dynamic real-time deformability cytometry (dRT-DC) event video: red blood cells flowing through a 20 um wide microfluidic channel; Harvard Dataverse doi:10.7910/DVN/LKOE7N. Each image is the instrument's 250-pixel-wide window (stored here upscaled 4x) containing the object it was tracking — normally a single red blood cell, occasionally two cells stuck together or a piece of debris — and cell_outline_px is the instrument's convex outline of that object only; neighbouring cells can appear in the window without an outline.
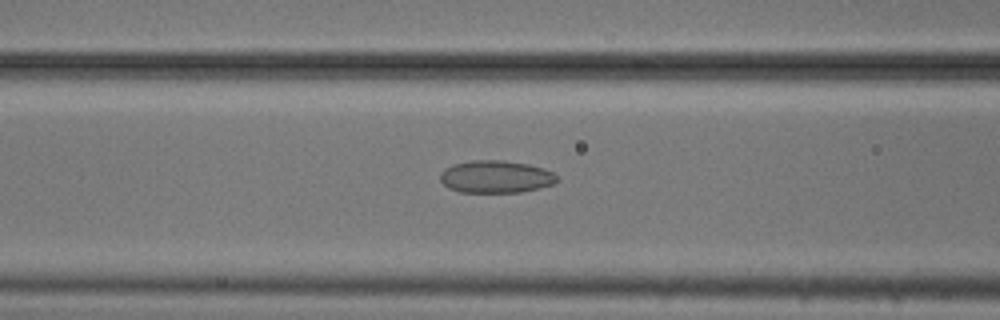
{"species": "common noctule bat (a hibernating species)", "species_latin": "Nyctalus noctula", "temperature_condition": "cold", "stored_images_in_passage": 50, "camera_frame_rate_fps": 3000, "um_per_image_px": 0.085, "animal": {"sex": "male", "body_mass_g": 20.5, "forearm_length_mm": 52.5}, "frame": {"image": 1, "passage_image": 18, "time_ms": 5.667, "image_size_px": [1000, 320], "cell_outline_px": [[560, 180], [552, 184], [520, 192], [460, 192], [448, 188], [440, 180], [440, 176], [444, 168], [452, 164], [472, 160], [504, 160], [528, 164], [544, 168], [552, 172]], "centroid_in_image_um": [42.12, 15.01], "position_along_channel_um": 124.5, "area_um2": 22.08}}
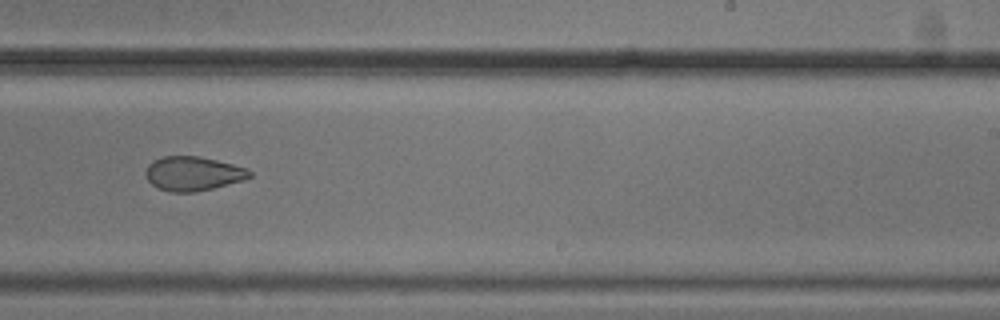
{"frame": {"image": 2, "passage_image": 30, "time_ms": 9.667, "image_size_px": [1000, 320], "cell_outline_px": [[252, 176], [244, 180], [212, 188], [192, 192], [172, 192], [156, 188], [148, 180], [144, 172], [148, 164], [152, 160], [164, 156], [200, 156], [232, 164], [244, 168], [252, 172]], "centroid_in_image_um": [16.37, 14.75], "position_along_channel_um": 272.6, "area_um2": 20.69}}
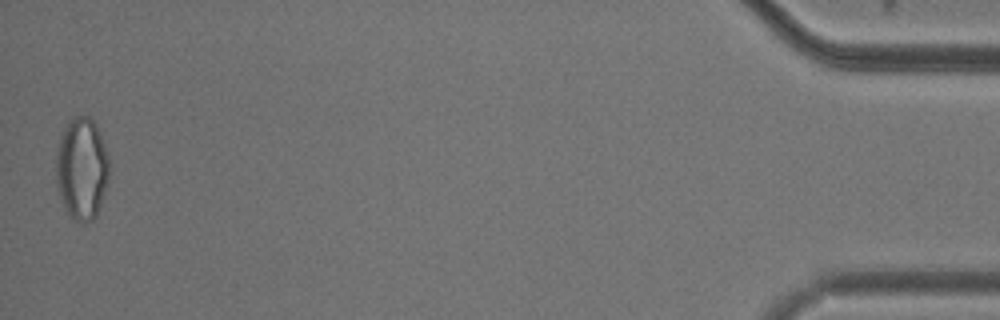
{"frame": {"image": 3, "passage_image": 50, "time_ms": 16.333, "image_size_px": [1000, 320], "cell_outline_px": [[108, 180], [96, 216], [92, 220], [84, 224], [80, 224], [68, 216], [64, 208], [56, 188], [56, 152], [60, 136], [64, 128], [76, 116], [88, 116], [96, 124], [100, 132], [108, 156]], "centroid_in_image_um": [6.93, 14.38], "position_along_channel_um": 428.3, "area_um2": 31.85}, "authors_computed_cell_mechanics": {"area_um2": 23.3223, "velocity_mm_per_s": 3.7056, "shape_relaxation_time_tau1_ms": 8.6835, "shape_relaxation_time_tau2_ms": 2.6752, "deformation_change_tau1": 0.196, "deformation_change_tau2": 0.0805}}